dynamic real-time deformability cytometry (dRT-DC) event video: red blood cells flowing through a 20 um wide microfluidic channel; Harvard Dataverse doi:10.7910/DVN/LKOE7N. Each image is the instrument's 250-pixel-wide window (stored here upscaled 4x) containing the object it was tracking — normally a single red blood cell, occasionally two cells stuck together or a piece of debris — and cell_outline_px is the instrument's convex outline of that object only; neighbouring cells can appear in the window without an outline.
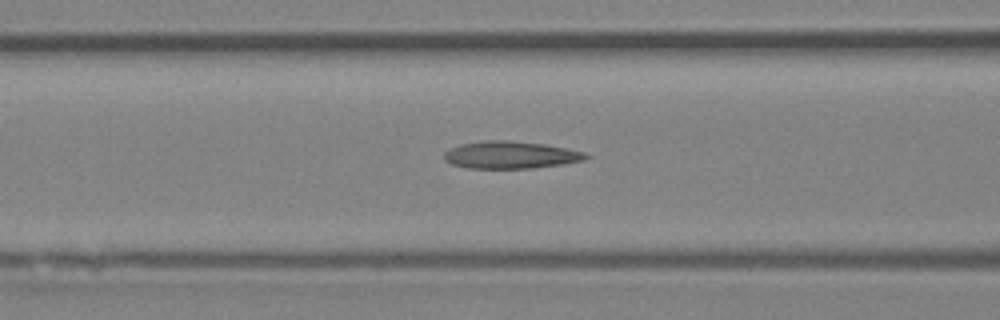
{"species": "Egyptian fruit bat (a non-hibernating species)", "species_latin": "Rousettus aegyptiacus", "temperature_condition": "room temperature", "stored_images_in_passage": 39, "camera_frame_rate_fps": 3000, "um_per_image_px": 0.085, "animal": {"sex": "female"}, "frame": {"image": 1, "passage_image": 19, "time_ms": 6.0, "image_size_px": [1000, 320], "cell_outline_px": [[592, 156], [584, 160], [564, 164], [532, 168], [468, 168], [452, 164], [444, 160], [444, 152], [448, 148], [460, 144], [484, 140], [508, 140], [544, 144], [584, 152]], "centroid_in_image_um": [43.38, 13.17], "position_along_channel_um": 123.2, "area_um2": 22.66}}
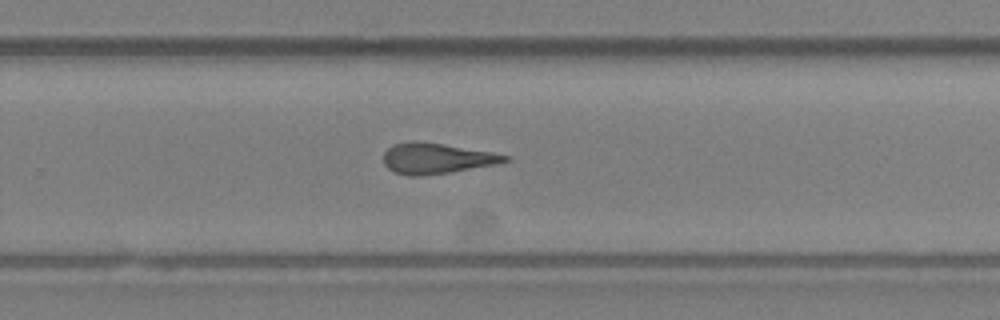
{"frame": {"image": 2, "passage_image": 31, "time_ms": 10.0, "image_size_px": [1000, 320], "cell_outline_px": [[512, 160], [496, 164], [452, 172], [420, 176], [412, 176], [396, 172], [388, 168], [384, 164], [384, 152], [392, 144], [412, 140], [416, 140], [444, 144], [492, 152], [512, 156]], "centroid_in_image_um": [37.13, 13.45], "position_along_channel_um": 292.7, "area_um2": 21.85}}
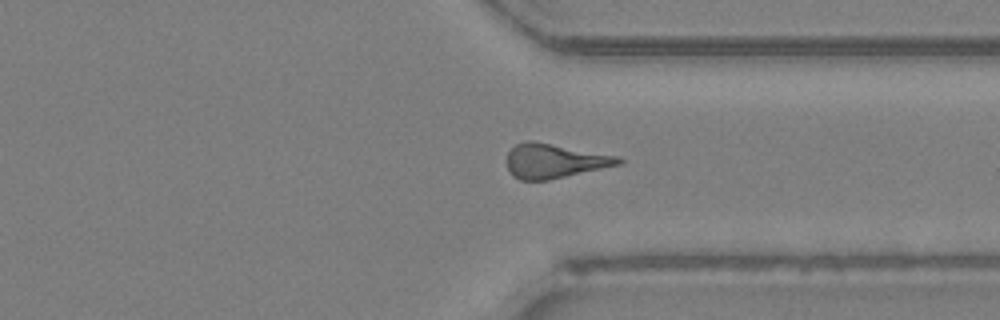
{"frame": {"image": 3, "passage_image": 36, "time_ms": 11.667, "image_size_px": [1000, 320], "cell_outline_px": [[624, 164], [548, 180], [520, 180], [512, 176], [504, 160], [508, 152], [516, 144], [528, 140], [532, 140], [620, 156], [624, 160]], "centroid_in_image_um": [47.14, 13.68], "position_along_channel_um": 364.3, "area_um2": 22.77}}